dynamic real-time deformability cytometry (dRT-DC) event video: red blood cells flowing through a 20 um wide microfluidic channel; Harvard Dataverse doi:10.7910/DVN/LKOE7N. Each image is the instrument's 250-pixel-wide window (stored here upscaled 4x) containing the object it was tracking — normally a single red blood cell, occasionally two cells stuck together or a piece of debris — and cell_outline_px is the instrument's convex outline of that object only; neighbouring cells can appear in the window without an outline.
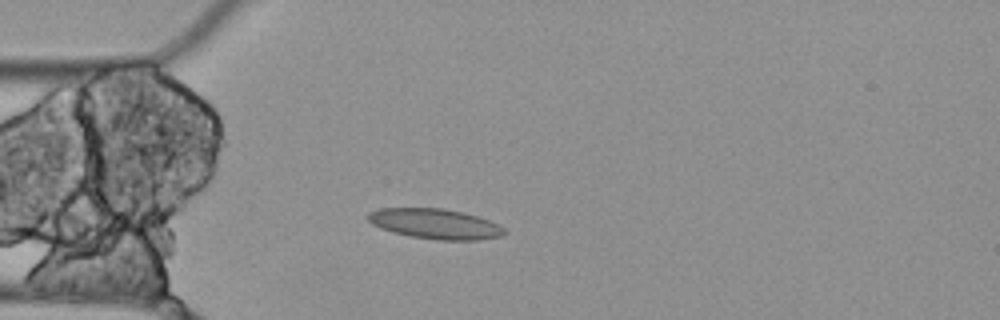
{"species": "Egyptian fruit bat (a non-hibernating species)", "species_latin": "Rousettus aegyptiacus", "temperature_condition": "cold", "stored_images_in_passage": 6, "camera_frame_rate_fps": 3000, "um_per_image_px": 0.085, "animal": {"sex": "female"}, "frame": {"image": 1, "passage_image": 5, "time_ms": 1.333, "image_size_px": [1000, 320], "cell_outline_px": [[508, 232], [500, 236], [476, 240], [436, 240], [412, 236], [392, 232], [380, 228], [372, 224], [368, 220], [368, 212], [380, 208], [440, 208], [464, 212], [488, 220], [504, 228]], "centroid_in_image_um": [36.97, 19.02], "position_along_channel_um": 48.0, "area_um2": 23.87}}